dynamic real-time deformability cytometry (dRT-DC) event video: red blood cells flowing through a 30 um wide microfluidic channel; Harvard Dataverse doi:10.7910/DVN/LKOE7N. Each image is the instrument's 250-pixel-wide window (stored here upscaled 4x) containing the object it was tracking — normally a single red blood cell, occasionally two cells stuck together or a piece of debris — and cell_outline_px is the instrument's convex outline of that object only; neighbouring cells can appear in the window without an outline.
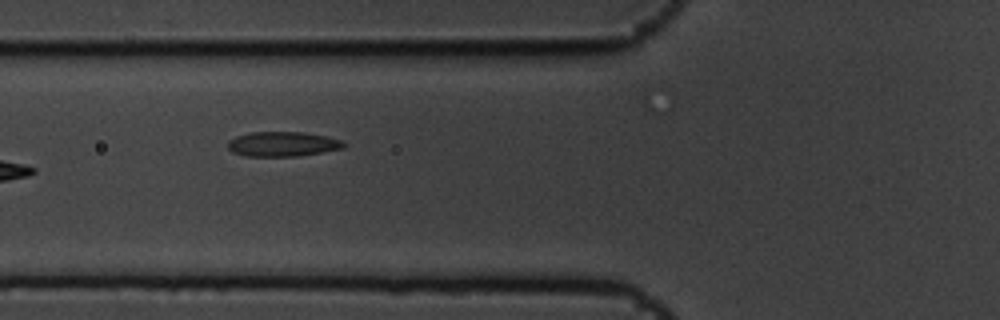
{"species": "common noctule bat (a hibernating species)", "species_latin": "Nyctalus noctula", "temperature_condition": "cold", "stored_images_in_passage": 7, "camera_frame_rate_fps": 3000, "um_per_image_px": 0.085, "animal": {"sex": "male", "body_mass_g": 19.5, "forearm_length_mm": 54.6}, "frame": {"image": 1, "passage_image": 6, "time_ms": 1.667, "image_size_px": [1000, 320], "cell_outline_px": [[348, 144], [344, 148], [324, 152], [296, 156], [248, 156], [232, 152], [228, 148], [228, 140], [236, 136], [252, 132], [304, 132], [328, 136], [340, 140]], "centroid_in_image_um": [24.05, 12.24], "position_along_channel_um": 101.7, "area_um2": 16.82}}
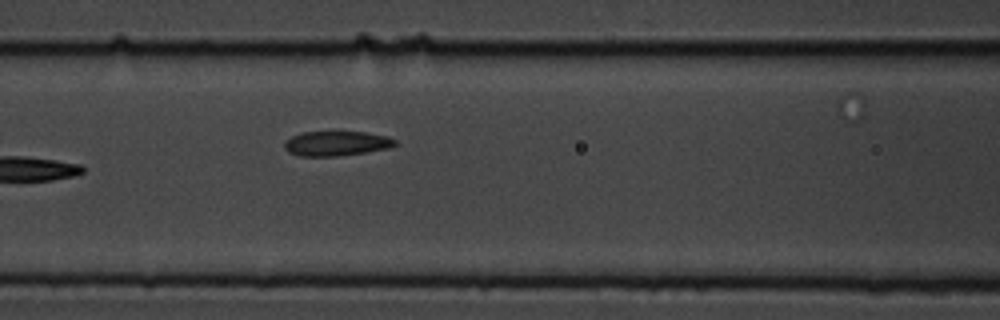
{"frame": {"image": 2, "passage_image": 7, "time_ms": 2.0, "image_size_px": [1000, 320], "cell_outline_px": [[396, 144], [388, 148], [364, 152], [336, 156], [300, 156], [288, 152], [284, 148], [284, 140], [300, 132], [364, 132], [388, 136], [396, 140]], "centroid_in_image_um": [28.55, 12.19], "position_along_channel_um": 138.1, "area_um2": 15.9}}